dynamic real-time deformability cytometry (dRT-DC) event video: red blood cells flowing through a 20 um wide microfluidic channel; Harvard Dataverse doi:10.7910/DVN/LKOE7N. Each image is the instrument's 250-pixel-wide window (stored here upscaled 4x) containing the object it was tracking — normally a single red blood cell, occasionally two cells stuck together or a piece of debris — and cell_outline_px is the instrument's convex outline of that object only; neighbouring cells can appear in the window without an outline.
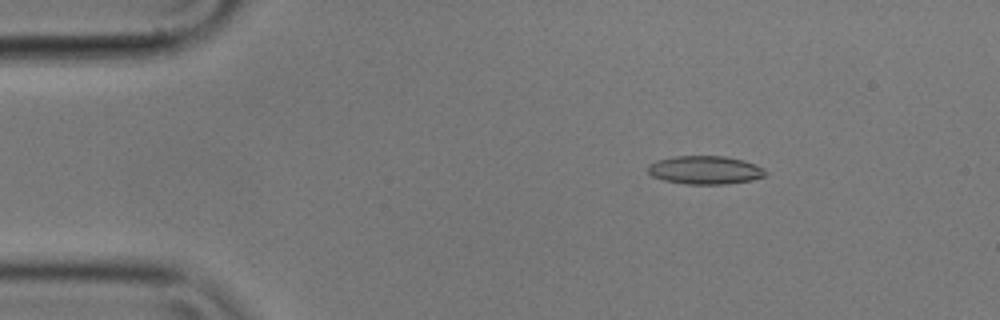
{"species": "common noctule bat (a hibernating species)", "species_latin": "Nyctalus noctula", "temperature_condition": "cold", "stored_images_in_passage": 56, "camera_frame_rate_fps": 3000, "um_per_image_px": 0.085, "animal": {"sex": "male", "body_mass_g": 17.9}, "frame": {"image": 1, "passage_image": 8, "time_ms": 2.333, "image_size_px": [1000, 320], "cell_outline_px": [[768, 172], [764, 176], [752, 180], [724, 184], [684, 184], [664, 180], [652, 176], [648, 172], [648, 164], [656, 160], [672, 156], [724, 156], [744, 160], [756, 164], [764, 168]], "centroid_in_image_um": [59.93, 14.44], "position_along_channel_um": 25.1, "area_um2": 19.59}}
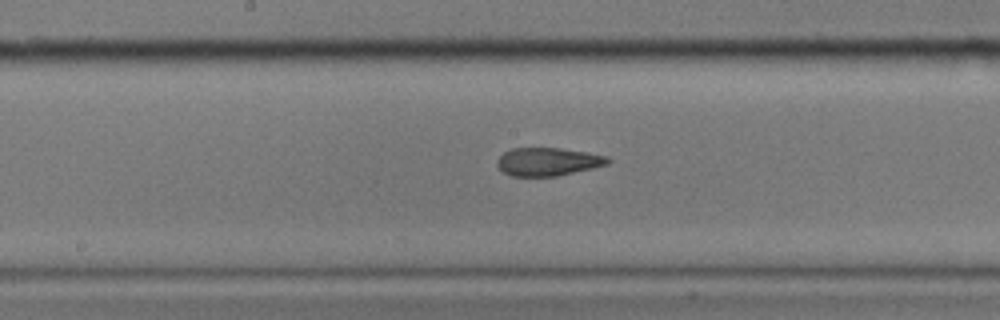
{"frame": {"image": 2, "passage_image": 28, "time_ms": 9.0, "image_size_px": [1000, 320], "cell_outline_px": [[612, 160], [608, 164], [592, 168], [556, 176], [512, 176], [504, 172], [496, 164], [496, 160], [504, 152], [512, 148], [560, 148], [608, 156]], "centroid_in_image_um": [46.57, 13.74], "position_along_channel_um": 201.6, "area_um2": 18.03}}
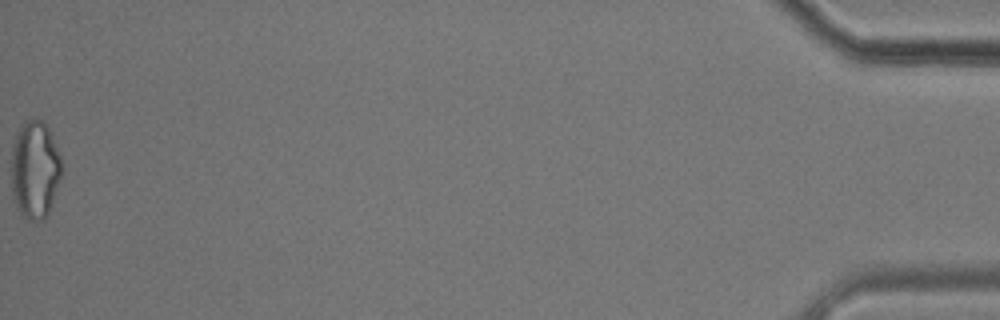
{"frame": {"image": 3, "passage_image": 56, "time_ms": 18.333, "image_size_px": [1000, 320], "cell_outline_px": [[60, 180], [48, 212], [44, 220], [36, 224], [28, 220], [16, 208], [12, 196], [12, 144], [20, 124], [24, 120], [36, 116], [44, 120], [48, 124], [60, 156]], "centroid_in_image_um": [2.95, 14.38], "position_along_channel_um": 432.3, "area_um2": 29.3}, "authors_computed_cell_mechanics": {"area_um2": 19.0162, "velocity_mm_per_s": 3.5409, "shape_relaxation_time_tau1_ms": 7.8177, "shape_relaxation_time_tau2_ms": 2.0268, "deformation_change_tau1": 0.2145, "deformation_change_tau2": 0.1023}}